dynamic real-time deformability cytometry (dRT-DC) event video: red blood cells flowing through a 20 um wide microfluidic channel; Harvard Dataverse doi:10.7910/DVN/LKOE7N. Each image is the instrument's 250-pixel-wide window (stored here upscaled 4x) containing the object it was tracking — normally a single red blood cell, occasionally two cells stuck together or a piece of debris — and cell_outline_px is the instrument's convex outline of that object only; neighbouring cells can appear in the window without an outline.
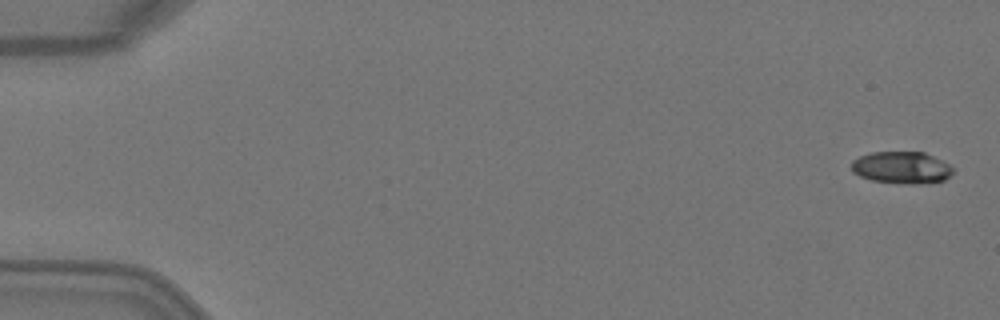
{"species": "Egyptian fruit bat (a non-hibernating species)", "species_latin": "Rousettus aegyptiacus", "temperature_condition": "warm", "stored_images_in_passage": 5, "camera_frame_rate_fps": 3000, "um_per_image_px": 0.085, "animal": {"sex": "female"}, "frame": {"image": 1, "passage_image": 1, "time_ms": 0.0, "image_size_px": [1000, 320], "cell_outline_px": [[952, 172], [944, 180], [920, 184], [904, 184], [872, 180], [860, 176], [852, 172], [852, 160], [860, 156], [872, 152], [924, 152], [948, 164], [952, 168]], "centroid_in_image_um": [76.6, 14.25], "position_along_channel_um": 8.4, "area_um2": 18.79}}
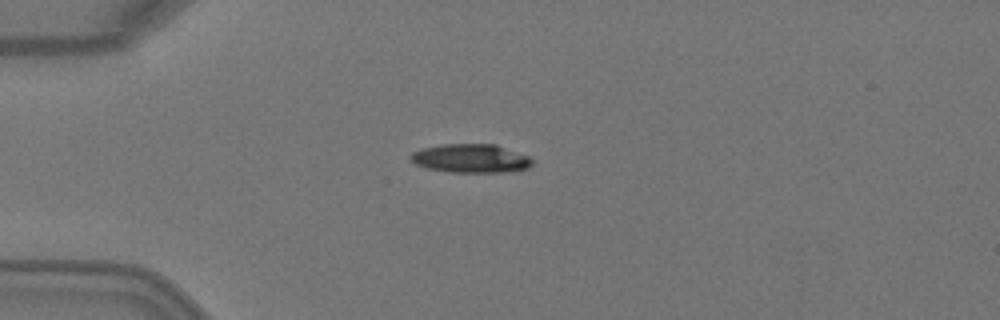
{"frame": {"image": 2, "passage_image": 4, "time_ms": 1.0, "image_size_px": [1000, 320], "cell_outline_px": [[532, 164], [528, 168], [504, 172], [448, 172], [428, 168], [416, 164], [408, 156], [412, 152], [420, 148], [444, 144], [496, 144], [528, 156], [532, 160]], "centroid_in_image_um": [39.99, 13.46], "position_along_channel_um": 45.0, "area_um2": 20.29}}